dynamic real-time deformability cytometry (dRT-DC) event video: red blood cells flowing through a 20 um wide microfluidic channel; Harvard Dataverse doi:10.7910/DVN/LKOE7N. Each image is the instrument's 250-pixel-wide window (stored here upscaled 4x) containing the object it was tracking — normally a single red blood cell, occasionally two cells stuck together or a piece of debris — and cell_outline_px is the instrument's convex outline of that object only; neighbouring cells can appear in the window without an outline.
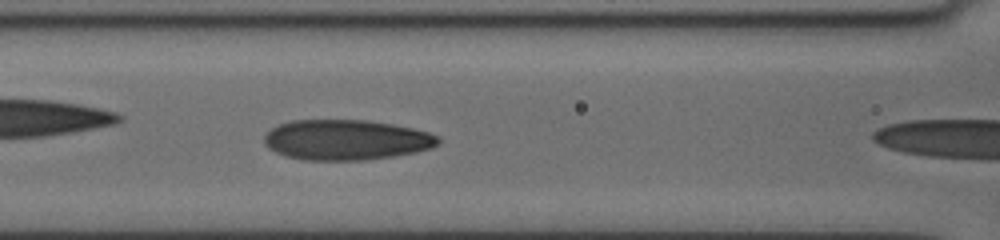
{"species": "human", "species_latin": "Homo sapiens", "temperature_condition": "cold", "stored_images_in_passage": 5, "segment_of_instrument_passage": [1, 2], "camera_frame_rate_fps": 3000, "um_per_image_px": 0.085, "donor": {"sex": "female"}, "frame": {"image": 1, "passage_image": 4, "time_ms": 2.667, "image_size_px": [1000, 240], "cell_outline_px": [[440, 144], [432, 148], [416, 152], [392, 156], [364, 160], [304, 160], [288, 156], [276, 152], [268, 148], [264, 144], [264, 136], [272, 128], [280, 124], [292, 120], [368, 120], [392, 124], [412, 128], [428, 132], [436, 136], [440, 140]], "centroid_in_image_um": [29.43, 11.89], "position_along_channel_um": 137.2, "area_um2": 40.81}}